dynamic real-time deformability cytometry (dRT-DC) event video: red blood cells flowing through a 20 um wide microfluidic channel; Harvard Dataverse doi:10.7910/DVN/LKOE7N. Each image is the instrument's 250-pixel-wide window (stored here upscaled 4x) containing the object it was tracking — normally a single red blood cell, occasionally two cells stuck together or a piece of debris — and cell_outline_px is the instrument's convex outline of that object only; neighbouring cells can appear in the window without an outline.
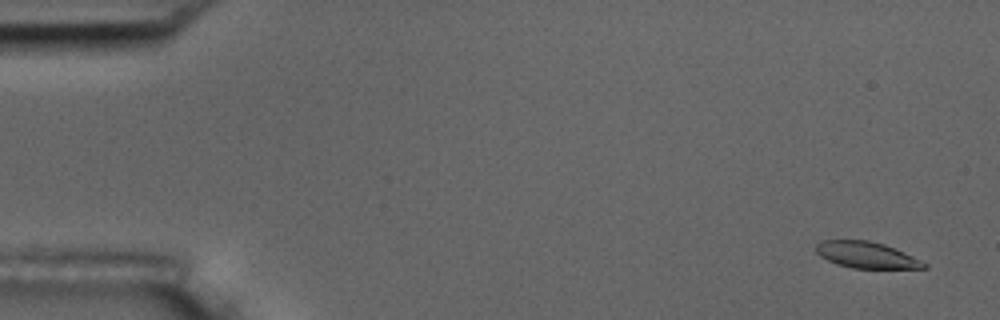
{"species": "common noctule bat (a hibernating species)", "species_latin": "Nyctalus noctula", "temperature_condition": "room temperature", "stored_images_in_passage": 56, "camera_frame_rate_fps": 3000, "um_per_image_px": 0.085, "animal": {"sex": "male", "body_mass_g": 17.5, "forearm_length_mm": 52.3}, "frame": {"image": 1, "passage_image": 3, "time_ms": 0.667, "image_size_px": [1000, 320], "cell_outline_px": [[928, 268], [852, 268], [836, 264], [820, 256], [816, 252], [816, 244], [820, 240], [868, 240], [884, 244], [912, 256], [928, 264]], "centroid_in_image_um": [73.61, 21.67], "position_along_channel_um": 11.4, "area_um2": 16.47}}
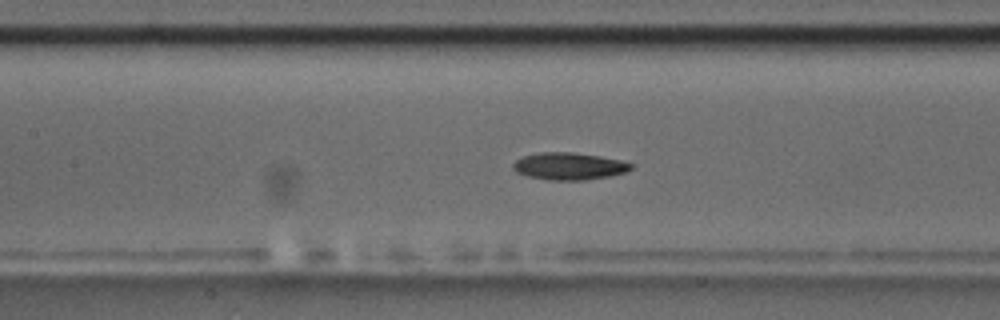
{"frame": {"image": 2, "passage_image": 26, "time_ms": 8.333, "image_size_px": [1000, 320], "cell_outline_px": [[632, 168], [624, 172], [612, 176], [584, 180], [548, 180], [528, 176], [516, 172], [512, 168], [512, 164], [520, 156], [540, 152], [572, 152], [600, 156], [620, 160], [632, 164]], "centroid_in_image_um": [48.33, 14.12], "position_along_channel_um": 159.1, "area_um2": 18.79}}
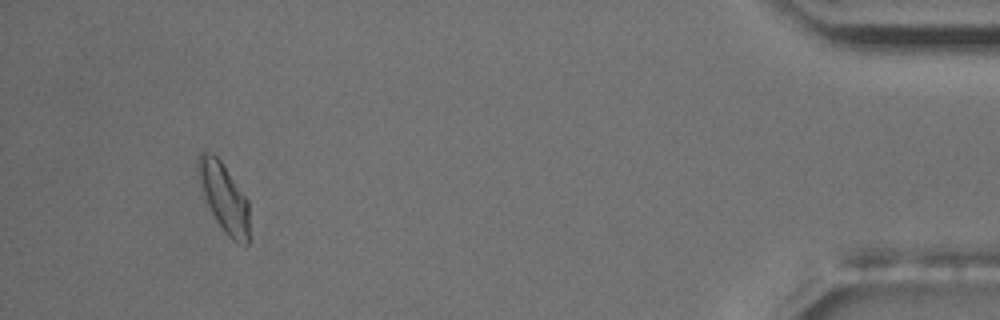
{"frame": {"image": 3, "passage_image": 53, "time_ms": 17.333, "image_size_px": [1000, 320], "cell_outline_px": [[248, 244], [244, 248], [232, 240], [224, 232], [216, 220], [204, 196], [196, 168], [196, 164], [200, 152], [208, 152], [216, 156], [220, 160], [248, 200]], "centroid_in_image_um": [19.04, 16.81], "position_along_channel_um": 416.2, "area_um2": 20.29}, "authors_computed_cell_mechanics": {"area_um2": 18.207, "velocity_mm_per_s": 3.6121, "shape_relaxation_time_tau1_ms": 3.9653, "shape_relaxation_time_tau2_ms": null, "deformation_change_tau1": 0.1123, "deformation_change_tau2": null}}